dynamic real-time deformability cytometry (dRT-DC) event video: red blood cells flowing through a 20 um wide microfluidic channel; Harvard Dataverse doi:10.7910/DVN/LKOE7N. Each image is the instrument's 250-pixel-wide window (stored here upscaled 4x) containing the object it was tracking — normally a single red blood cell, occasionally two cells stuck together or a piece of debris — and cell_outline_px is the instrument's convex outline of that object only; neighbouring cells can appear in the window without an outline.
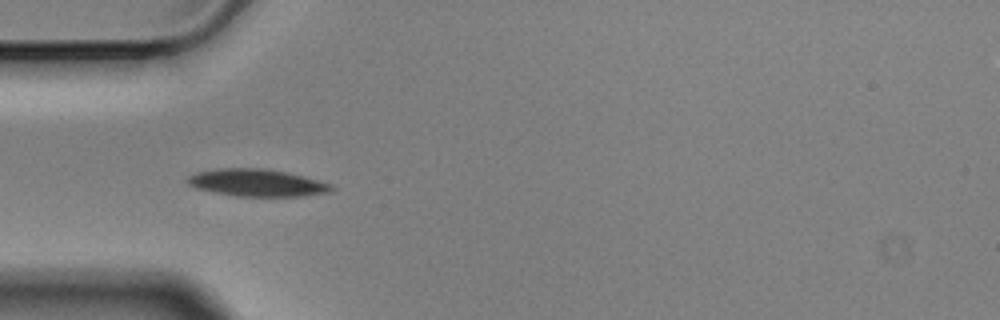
{"species": "Egyptian fruit bat (a non-hibernating species)", "species_latin": "Rousettus aegyptiacus", "temperature_condition": "cold", "stored_images_in_passage": 3, "camera_frame_rate_fps": 3000, "um_per_image_px": 0.085, "animal": {"sex": "male"}, "frame": {"image": 1, "passage_image": 1, "time_ms": 0.0, "image_size_px": [1000, 320], "cell_outline_px": [[336, 188], [332, 192], [304, 196], [236, 196], [196, 188], [188, 184], [188, 176], [196, 172], [216, 168], [268, 168], [288, 172], [304, 176], [332, 184]], "centroid_in_image_um": [21.9, 15.52], "position_along_channel_um": 63.1, "area_um2": 23.06}}
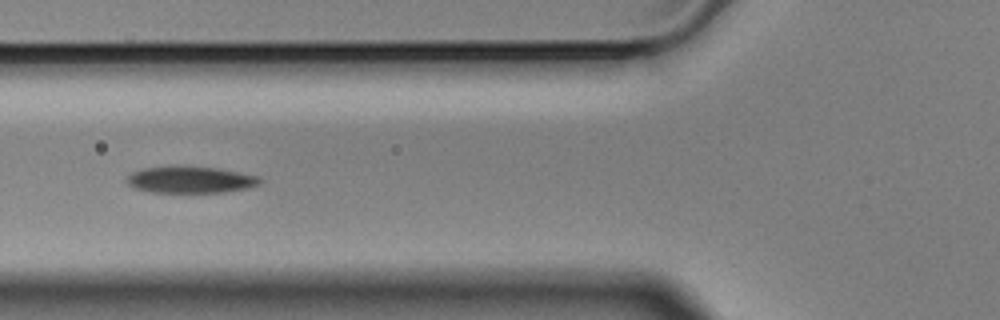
{"frame": {"image": 2, "passage_image": 2, "time_ms": 0.333, "image_size_px": [1000, 320], "cell_outline_px": [[264, 180], [260, 184], [248, 188], [224, 192], [152, 192], [132, 188], [124, 180], [132, 172], [144, 168], [216, 168], [240, 172], [260, 176]], "centroid_in_image_um": [16.23, 15.31], "position_along_channel_um": 109.6, "area_um2": 20.23}}
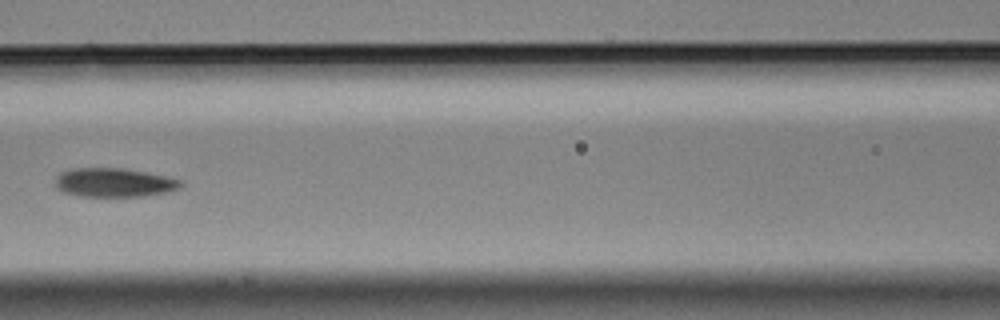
{"frame": {"image": 3, "passage_image": 3, "time_ms": 0.667, "image_size_px": [1000, 320], "cell_outline_px": [[184, 184], [180, 188], [164, 192], [140, 196], [84, 196], [64, 192], [56, 188], [56, 176], [60, 172], [72, 168], [120, 168], [168, 176], [180, 180]], "centroid_in_image_um": [9.68, 15.5], "position_along_channel_um": 156.9, "area_um2": 20.92}}